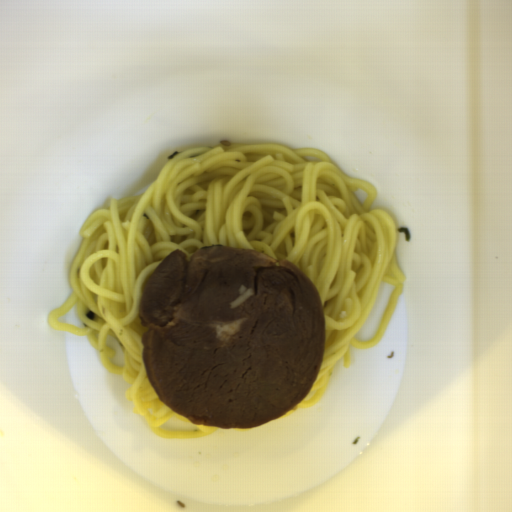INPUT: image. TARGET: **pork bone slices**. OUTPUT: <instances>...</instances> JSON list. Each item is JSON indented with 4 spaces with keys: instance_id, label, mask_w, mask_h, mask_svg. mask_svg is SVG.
<instances>
[{
    "instance_id": "obj_1",
    "label": "pork bone slices",
    "mask_w": 512,
    "mask_h": 512,
    "mask_svg": "<svg viewBox=\"0 0 512 512\" xmlns=\"http://www.w3.org/2000/svg\"><path fill=\"white\" fill-rule=\"evenodd\" d=\"M242 285L256 294L230 309ZM138 315L157 398L195 425L253 428L279 419L322 367L325 320L313 281L262 250H173L145 281Z\"/></svg>"
}]
</instances>
